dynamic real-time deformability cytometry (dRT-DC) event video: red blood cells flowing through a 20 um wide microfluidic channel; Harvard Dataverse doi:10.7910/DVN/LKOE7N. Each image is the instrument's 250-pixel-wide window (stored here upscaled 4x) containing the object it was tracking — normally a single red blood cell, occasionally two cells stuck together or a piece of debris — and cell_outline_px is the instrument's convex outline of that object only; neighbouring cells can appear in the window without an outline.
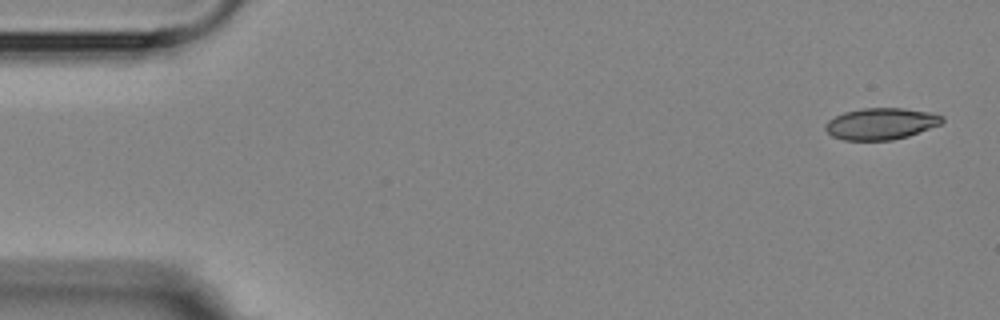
{"species": "Egyptian fruit bat (a non-hibernating species)", "species_latin": "Rousettus aegyptiacus", "temperature_condition": "room temperature", "stored_images_in_passage": 3, "camera_frame_rate_fps": 3000, "um_per_image_px": 0.085, "animal": {"sex": "female"}, "frame": {"image": 1, "passage_image": 1, "time_ms": 0.0, "image_size_px": [1000, 320], "cell_outline_px": [[944, 120], [940, 124], [908, 136], [892, 140], [844, 140], [832, 136], [824, 128], [824, 124], [828, 120], [844, 112], [864, 108], [900, 108], [928, 112], [944, 116]], "centroid_in_image_um": [74.85, 10.52], "position_along_channel_um": 10.1, "area_um2": 21.33}}
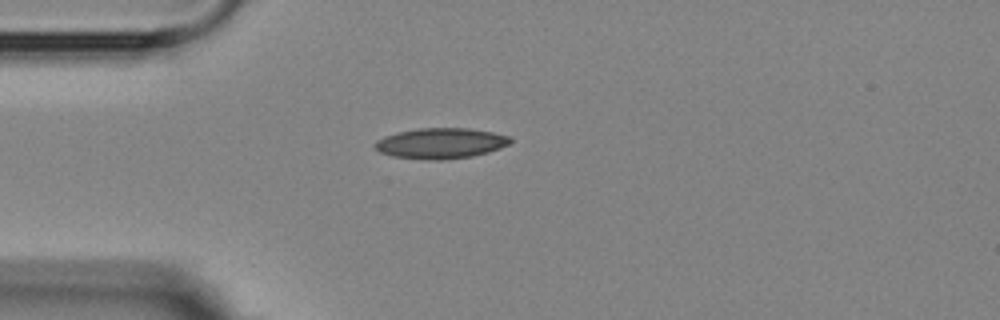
{"frame": {"image": 2, "passage_image": 3, "time_ms": 4.0, "image_size_px": [1000, 320], "cell_outline_px": [[512, 140], [508, 144], [500, 148], [488, 152], [472, 156], [444, 160], [424, 160], [392, 156], [380, 152], [372, 144], [376, 140], [384, 136], [400, 132], [420, 128], [468, 128], [492, 132], [512, 136]], "centroid_in_image_um": [37.46, 12.18], "position_along_channel_um": 47.5, "area_um2": 24.22}}